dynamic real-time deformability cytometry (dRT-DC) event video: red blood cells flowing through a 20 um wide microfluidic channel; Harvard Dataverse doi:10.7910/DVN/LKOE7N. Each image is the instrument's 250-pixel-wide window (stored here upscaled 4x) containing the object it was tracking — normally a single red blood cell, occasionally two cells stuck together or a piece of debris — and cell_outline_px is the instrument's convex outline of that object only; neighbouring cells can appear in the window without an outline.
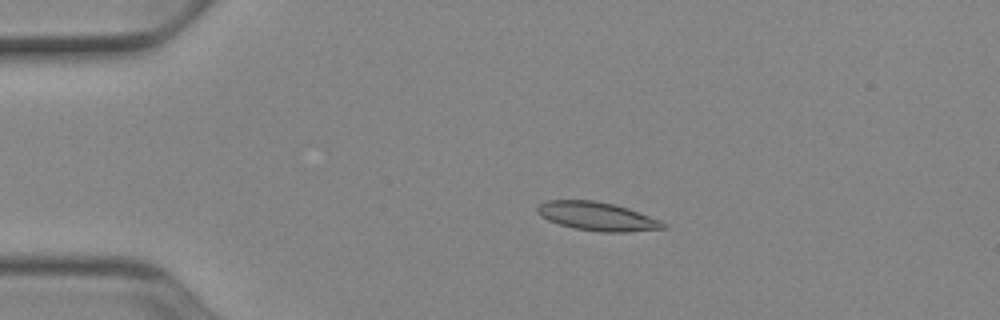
{"species": "Egyptian fruit bat (a non-hibernating species)", "species_latin": "Rousettus aegyptiacus", "temperature_condition": "cold", "stored_images_in_passage": 44, "camera_frame_rate_fps": 3000, "um_per_image_px": 0.085, "animal": {"sex": "female"}, "frame": {"image": 1, "passage_image": 3, "time_ms": 0.667, "image_size_px": [1000, 320], "cell_outline_px": [[668, 228], [628, 232], [600, 232], [572, 228], [548, 220], [540, 216], [536, 212], [536, 208], [544, 200], [592, 200], [616, 204], [628, 208], [660, 220], [668, 224]], "centroid_in_image_um": [50.76, 18.39], "position_along_channel_um": 34.2, "area_um2": 21.21}}
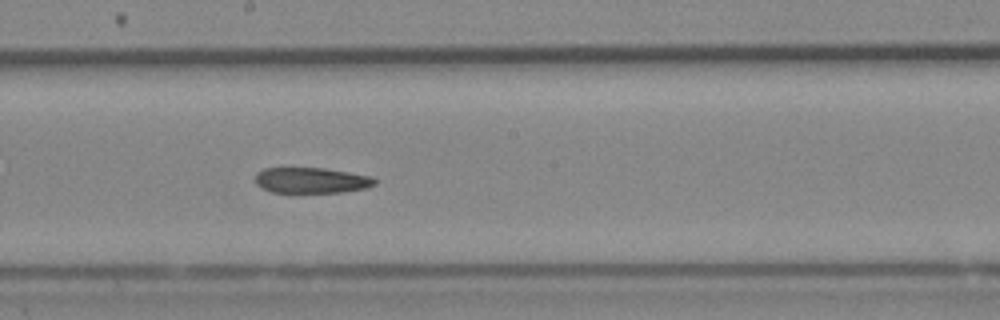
{"frame": {"image": 2, "passage_image": 21, "time_ms": 6.667, "image_size_px": [1000, 320], "cell_outline_px": [[380, 180], [376, 184], [364, 188], [340, 192], [272, 192], [260, 188], [256, 184], [256, 172], [264, 168], [324, 168], [376, 176]], "centroid_in_image_um": [26.51, 15.32], "position_along_channel_um": 221.7, "area_um2": 18.09}}
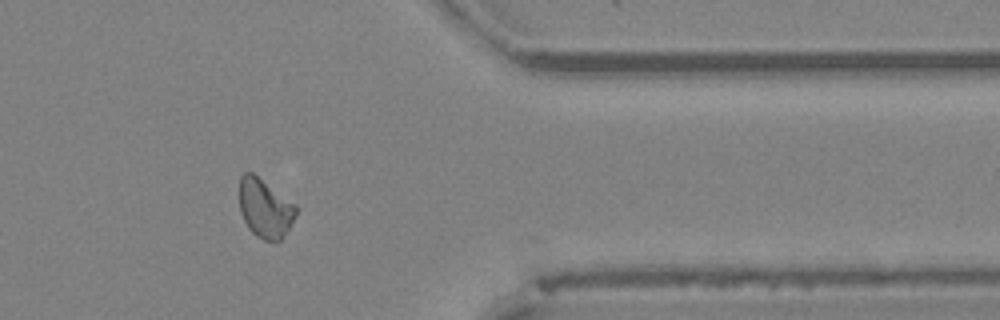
{"frame": {"image": 3, "passage_image": 35, "time_ms": 11.333, "image_size_px": [1000, 320], "cell_outline_px": [[296, 212], [288, 228], [280, 240], [264, 240], [256, 236], [248, 228], [240, 212], [240, 176], [244, 172], [252, 172], [296, 204]], "centroid_in_image_um": [22.5, 17.68], "position_along_channel_um": 388.9, "area_um2": 19.13}}